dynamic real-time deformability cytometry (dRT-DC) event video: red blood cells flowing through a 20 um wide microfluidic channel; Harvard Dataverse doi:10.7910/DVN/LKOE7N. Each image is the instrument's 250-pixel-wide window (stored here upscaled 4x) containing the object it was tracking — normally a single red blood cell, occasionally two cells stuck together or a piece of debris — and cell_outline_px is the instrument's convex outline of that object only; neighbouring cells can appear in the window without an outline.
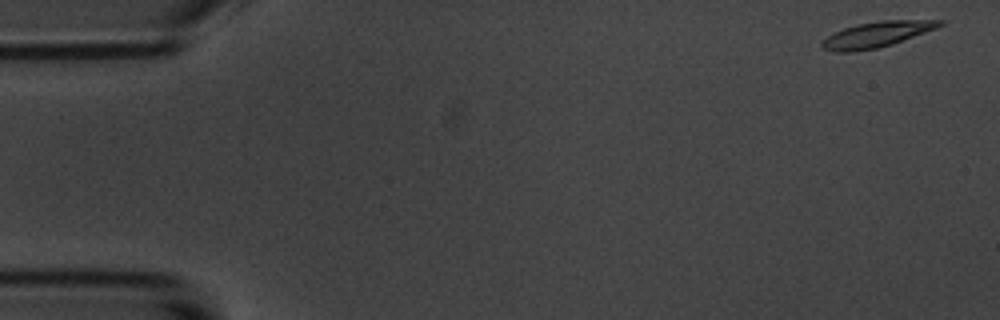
{"species": "common noctule bat (a hibernating species)", "species_latin": "Nyctalus noctula", "temperature_condition": "room temperature", "stored_images_in_passage": 8, "camera_frame_rate_fps": 3000, "um_per_image_px": 0.085, "animal": {"sex": "male", "body_mass_g": 20.1, "forearm_length_mm": 53.5}, "frame": {"image": 1, "passage_image": 1, "time_ms": 0.0, "image_size_px": [1000, 320], "cell_outline_px": [[944, 24], [936, 28], [892, 44], [876, 48], [852, 52], [836, 52], [824, 48], [820, 44], [828, 36], [844, 28], [856, 24], [880, 20], [944, 20]], "centroid_in_image_um": [74.53, 2.92], "position_along_channel_um": 10.5, "area_um2": 17.28}}